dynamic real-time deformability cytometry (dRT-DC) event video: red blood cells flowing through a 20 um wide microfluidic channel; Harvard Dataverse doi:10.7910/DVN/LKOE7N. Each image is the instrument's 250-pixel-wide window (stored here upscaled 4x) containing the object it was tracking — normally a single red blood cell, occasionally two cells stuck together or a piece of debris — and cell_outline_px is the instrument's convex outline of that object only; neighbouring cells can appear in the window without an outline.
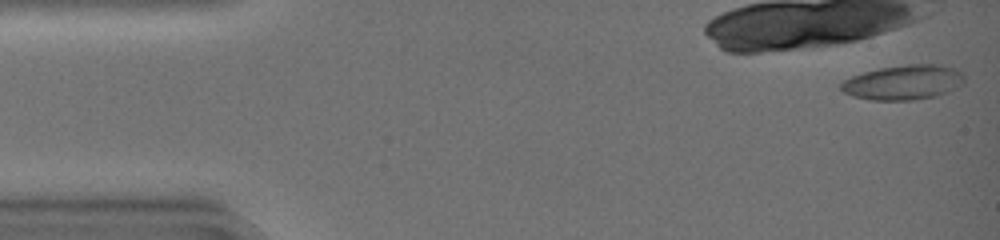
{"species": "common noctule bat (a hibernating species)", "species_latin": "Nyctalus noctula", "temperature_condition": "warm", "stored_images_in_passage": 12, "camera_frame_rate_fps": 3000, "um_per_image_px": 0.085, "animal": {"sex": "female", "body_mass_g": 19.0, "forearm_length_mm": 51.5}, "frame": {"image": 1, "passage_image": 1, "time_ms": 0.0, "image_size_px": [1000, 240], "cell_outline_px": [[964, 84], [948, 92], [936, 96], [912, 100], [872, 100], [852, 96], [844, 92], [840, 88], [840, 84], [844, 80], [852, 76], [864, 72], [880, 68], [908, 64], [940, 64], [956, 68], [964, 76]], "centroid_in_image_um": [76.82, 7.0], "position_along_channel_um": 8.2, "area_um2": 25.09}}